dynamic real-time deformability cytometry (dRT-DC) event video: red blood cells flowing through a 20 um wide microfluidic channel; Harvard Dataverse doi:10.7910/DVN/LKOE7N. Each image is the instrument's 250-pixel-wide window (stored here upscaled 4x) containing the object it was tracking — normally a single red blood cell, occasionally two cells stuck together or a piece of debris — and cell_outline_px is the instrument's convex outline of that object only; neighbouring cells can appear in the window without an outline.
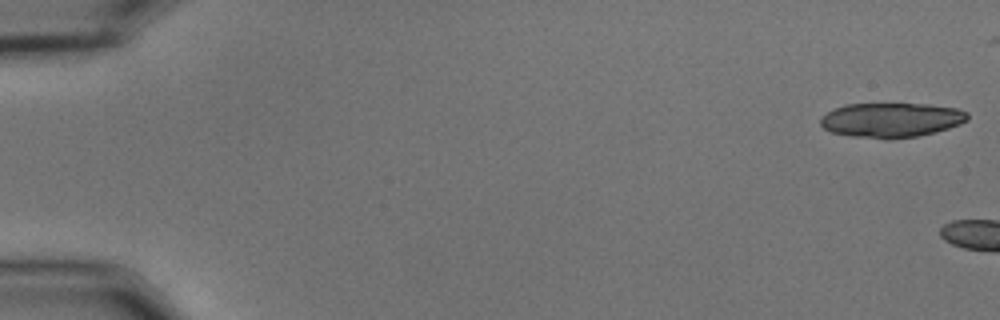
{"species": "common noctule bat (a hibernating species)", "species_latin": "Nyctalus noctula", "temperature_condition": "cold", "stored_images_in_passage": 4, "camera_frame_rate_fps": 3000, "um_per_image_px": 0.085, "animal": {"sex": "male", "body_mass_g": 15.6}, "frame": {"image": 1, "passage_image": 1, "time_ms": 0.0, "image_size_px": [1000, 320], "cell_outline_px": [[968, 120], [960, 124], [936, 132], [916, 136], [852, 136], [832, 132], [824, 128], [820, 124], [820, 116], [844, 104], [928, 104], [956, 108], [968, 112]], "centroid_in_image_um": [75.77, 10.16], "position_along_channel_um": 9.2, "area_um2": 28.84}}